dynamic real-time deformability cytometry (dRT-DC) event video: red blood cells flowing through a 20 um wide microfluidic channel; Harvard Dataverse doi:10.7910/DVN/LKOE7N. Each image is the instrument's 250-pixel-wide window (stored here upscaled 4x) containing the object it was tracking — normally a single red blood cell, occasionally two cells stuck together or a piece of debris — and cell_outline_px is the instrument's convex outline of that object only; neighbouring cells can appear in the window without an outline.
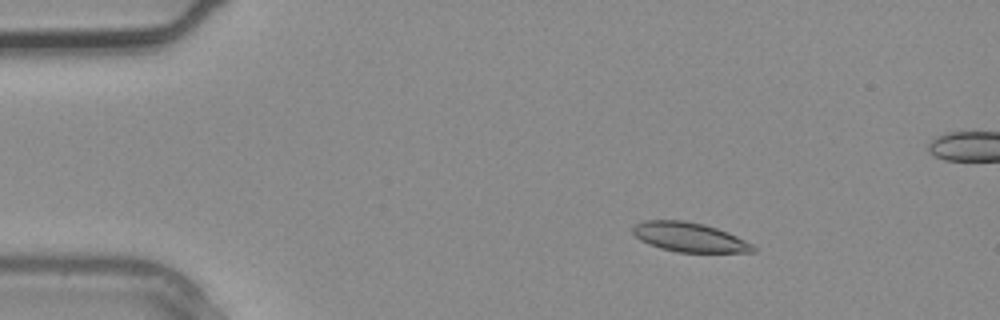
{"species": "common noctule bat (a hibernating species)", "species_latin": "Nyctalus noctula", "temperature_condition": "warm", "stored_images_in_passage": 6, "camera_frame_rate_fps": 3000, "um_per_image_px": 0.085, "animal": {"sex": "male", "body_mass_g": 20.4}, "frame": {"image": 1, "passage_image": 2, "time_ms": 0.333, "image_size_px": [1000, 320], "cell_outline_px": [[756, 252], [676, 252], [660, 248], [640, 240], [632, 232], [632, 228], [636, 224], [644, 220], [684, 220], [704, 224], [728, 232], [752, 244], [756, 248]], "centroid_in_image_um": [58.59, 20.16], "position_along_channel_um": 26.4, "area_um2": 20.52}}